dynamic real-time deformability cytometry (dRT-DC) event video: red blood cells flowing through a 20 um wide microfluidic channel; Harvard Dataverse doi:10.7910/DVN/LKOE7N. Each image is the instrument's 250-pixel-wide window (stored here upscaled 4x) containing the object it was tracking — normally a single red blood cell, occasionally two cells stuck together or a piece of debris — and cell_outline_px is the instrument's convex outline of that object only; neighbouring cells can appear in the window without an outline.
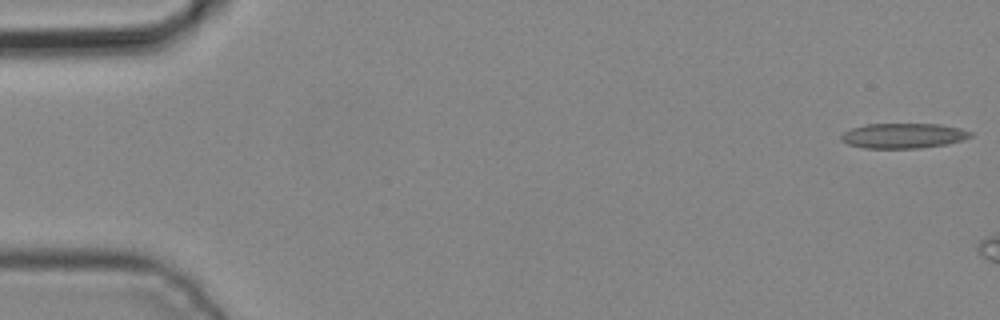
{"species": "common noctule bat (a hibernating species)", "species_latin": "Nyctalus noctula", "temperature_condition": "cold", "stored_images_in_passage": 3, "camera_frame_rate_fps": 3000, "um_per_image_px": 0.085, "animal": {"sex": "male", "body_mass_g": 19.2, "forearm_length_mm": 51.8}, "frame": {"image": 1, "passage_image": 1, "time_ms": 0.0, "image_size_px": [1000, 320], "cell_outline_px": [[972, 136], [964, 140], [948, 144], [920, 148], [864, 148], [848, 144], [840, 140], [840, 136], [844, 132], [852, 128], [864, 124], [940, 124], [960, 128], [972, 132]], "centroid_in_image_um": [76.79, 11.54], "position_along_channel_um": 8.2, "area_um2": 19.02}}